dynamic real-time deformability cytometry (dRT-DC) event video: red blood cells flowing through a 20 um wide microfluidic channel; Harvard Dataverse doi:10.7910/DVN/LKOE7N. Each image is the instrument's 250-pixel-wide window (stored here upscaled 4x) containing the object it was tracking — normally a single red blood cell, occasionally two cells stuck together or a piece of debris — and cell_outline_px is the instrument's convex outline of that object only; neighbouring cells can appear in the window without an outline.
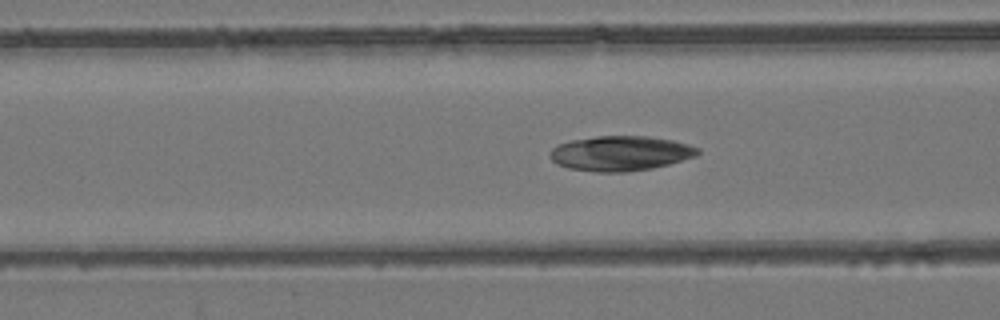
{"species": "common noctule bat (a hibernating species)", "species_latin": "Nyctalus noctula", "temperature_condition": "room temperature", "stored_images_in_passage": 30, "camera_frame_rate_fps": 3000, "um_per_image_px": 0.085, "animal": {"sex": "female", "body_mass_g": 24.6, "forearm_length_mm": 56.2}, "frame": {"image": 1, "passage_image": 8, "time_ms": 2.333, "image_size_px": [1000, 320], "cell_outline_px": [[700, 152], [696, 156], [668, 164], [652, 168], [628, 172], [596, 172], [568, 168], [556, 164], [552, 160], [552, 148], [560, 144], [572, 140], [596, 136], [648, 136], [672, 140], [688, 144], [700, 148]], "centroid_in_image_um": [52.77, 13.04], "position_along_channel_um": 113.8, "area_um2": 29.94}}
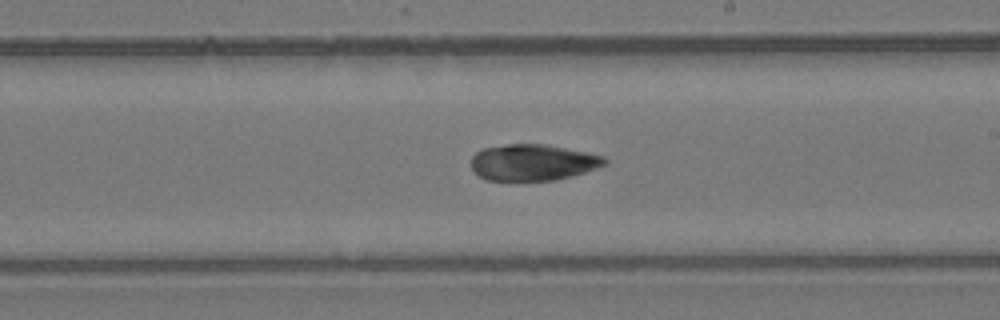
{"frame": {"image": 2, "passage_image": 18, "time_ms": 5.667, "image_size_px": [1000, 320], "cell_outline_px": [[608, 160], [604, 164], [584, 172], [556, 180], [488, 180], [480, 176], [472, 168], [472, 156], [476, 152], [484, 148], [508, 144], [544, 144], [604, 156]], "centroid_in_image_um": [45.27, 13.8], "position_along_channel_um": 243.7, "area_um2": 27.74}}
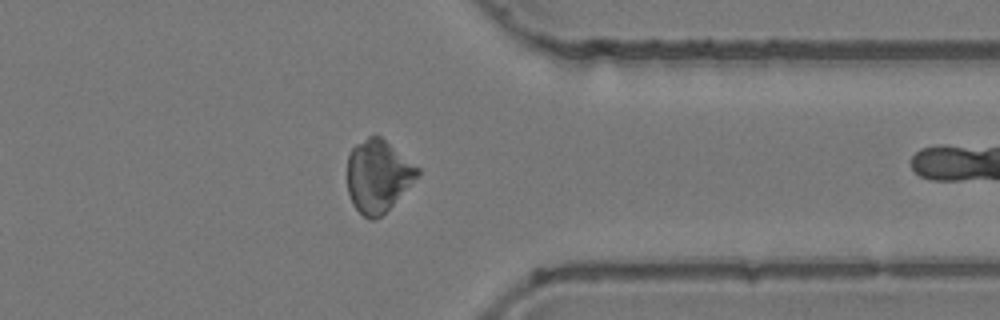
{"frame": {"image": 3, "passage_image": 29, "time_ms": 9.333, "image_size_px": [1000, 320], "cell_outline_px": [[420, 172], [392, 204], [380, 216], [372, 220], [368, 220], [352, 204], [348, 192], [348, 152], [356, 144], [368, 136], [380, 136], [420, 168]], "centroid_in_image_um": [32.09, 14.94], "position_along_channel_um": 379.3, "area_um2": 29.02}}